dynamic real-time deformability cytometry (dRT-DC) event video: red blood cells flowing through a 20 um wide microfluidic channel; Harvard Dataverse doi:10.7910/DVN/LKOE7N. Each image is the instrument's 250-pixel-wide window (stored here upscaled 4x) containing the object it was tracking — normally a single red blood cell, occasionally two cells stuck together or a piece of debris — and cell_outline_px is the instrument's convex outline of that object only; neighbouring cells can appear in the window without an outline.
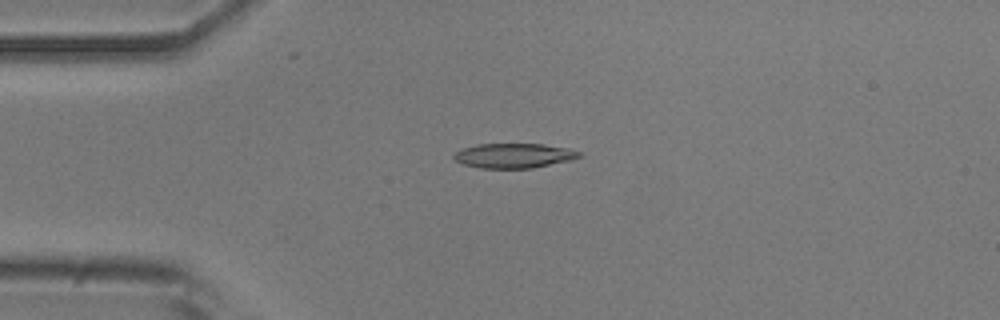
{"species": "common noctule bat (a hibernating species)", "species_latin": "Nyctalus noctula", "temperature_condition": "room temperature", "stored_images_in_passage": 53, "camera_frame_rate_fps": 3000, "um_per_image_px": 0.085, "animal": {"sex": "male", "body_mass_g": 20.5, "forearm_length_mm": 52.5}, "frame": {"image": 1, "passage_image": 13, "time_ms": 4.0, "image_size_px": [1000, 320], "cell_outline_px": [[584, 156], [572, 160], [532, 168], [480, 168], [464, 164], [456, 160], [452, 156], [460, 148], [476, 144], [544, 144], [568, 148], [580, 152]], "centroid_in_image_um": [43.7, 13.22], "position_along_channel_um": 41.3, "area_um2": 18.15}}
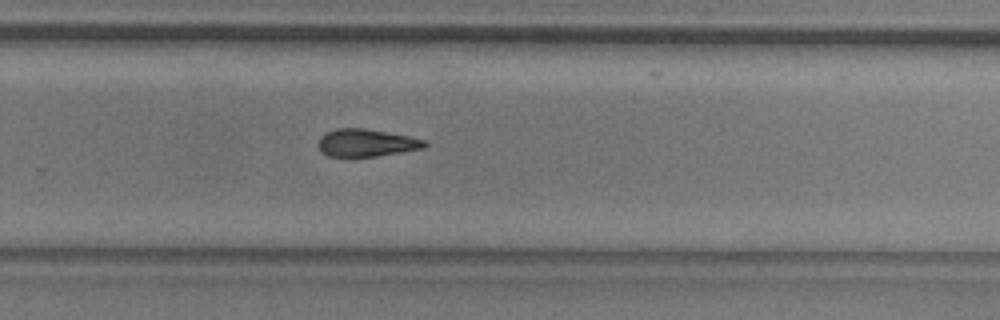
{"frame": {"image": 2, "passage_image": 35, "time_ms": 11.333, "image_size_px": [1000, 320], "cell_outline_px": [[428, 144], [424, 148], [376, 156], [328, 156], [320, 152], [316, 144], [320, 136], [324, 132], [336, 128], [364, 128], [408, 136], [424, 140]], "centroid_in_image_um": [31.06, 12.13], "position_along_channel_um": 298.7, "area_um2": 17.11}}
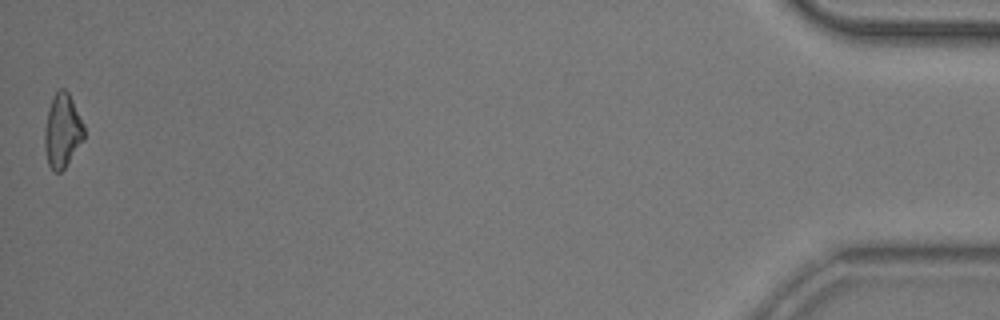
{"frame": {"image": 3, "passage_image": 53, "time_ms": 17.333, "image_size_px": [1000, 320], "cell_outline_px": [[84, 140], [64, 168], [60, 172], [52, 172], [48, 164], [44, 148], [44, 128], [48, 108], [56, 92], [60, 88], [64, 88], [68, 92], [84, 124]], "centroid_in_image_um": [5.29, 11.14], "position_along_channel_um": 429.9, "area_um2": 17.05}, "authors_computed_cell_mechanics": {"area_um2": 17.6868, "velocity_mm_per_s": 3.7966, "shape_relaxation_time_tau1_ms": 2.5318, "shape_relaxation_time_tau2_ms": null, "deformation_change_tau1": null, "deformation_change_tau2": null}}